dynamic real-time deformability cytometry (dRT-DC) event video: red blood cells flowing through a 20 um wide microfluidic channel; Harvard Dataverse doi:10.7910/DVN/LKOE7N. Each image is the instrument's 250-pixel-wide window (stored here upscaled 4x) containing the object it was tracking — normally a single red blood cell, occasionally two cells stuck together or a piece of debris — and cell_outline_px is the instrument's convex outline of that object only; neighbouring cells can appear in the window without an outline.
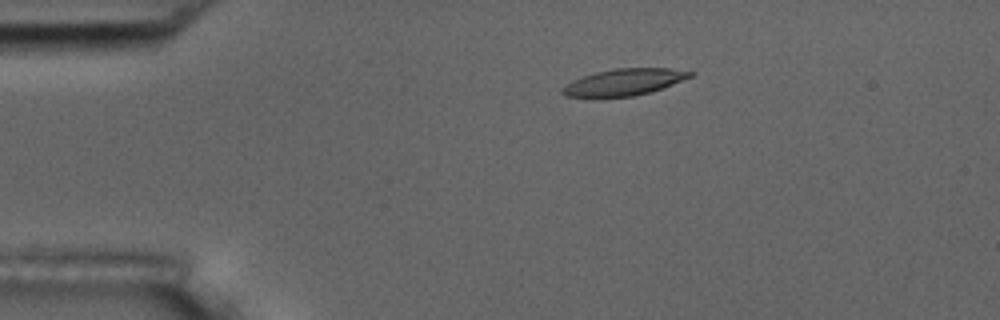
{"species": "common noctule bat (a hibernating species)", "species_latin": "Nyctalus noctula", "temperature_condition": "room temperature", "stored_images_in_passage": 5, "camera_frame_rate_fps": 3000, "um_per_image_px": 0.085, "animal": {"sex": "male", "body_mass_g": 17.5, "forearm_length_mm": 52.3}, "frame": {"image": 1, "passage_image": 3, "time_ms": 2.333, "image_size_px": [1000, 320], "cell_outline_px": [[696, 72], [692, 76], [672, 84], [648, 92], [632, 96], [592, 100], [564, 96], [560, 92], [572, 80], [596, 72], [616, 68], [668, 68]], "centroid_in_image_um": [52.95, 7.02], "position_along_channel_um": 32.0, "area_um2": 20.23}}